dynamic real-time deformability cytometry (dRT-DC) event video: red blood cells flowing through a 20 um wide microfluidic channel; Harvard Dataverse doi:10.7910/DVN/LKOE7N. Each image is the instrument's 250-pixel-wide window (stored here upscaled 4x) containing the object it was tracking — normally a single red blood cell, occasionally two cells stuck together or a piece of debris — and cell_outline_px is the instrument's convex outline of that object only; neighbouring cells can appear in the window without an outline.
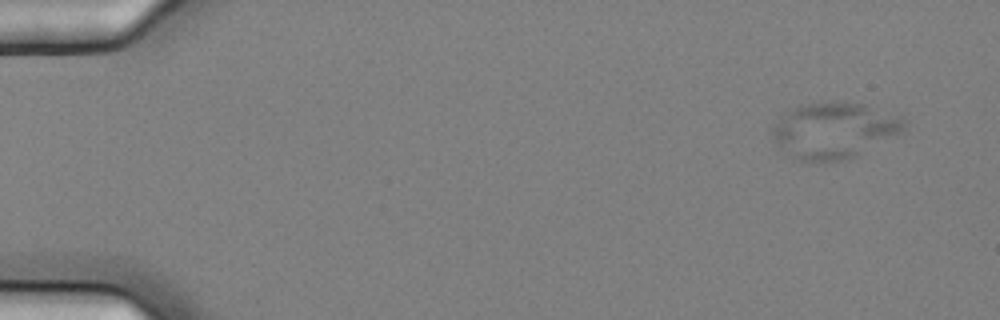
{"species": "common noctule bat (a hibernating species)", "species_latin": "Nyctalus noctula", "temperature_condition": "cold", "stored_images_in_passage": 19, "camera_frame_rate_fps": 3000, "um_per_image_px": 0.085, "animal": {"sex": "female", "body_mass_g": 25.1}, "frame": {"image": 1, "passage_image": 5, "time_ms": 1.333, "image_size_px": [1000, 320], "cell_outline_px": [[908, 120], [904, 128], [900, 132], [856, 156], [840, 160], [800, 160], [792, 156], [776, 144], [772, 140], [772, 128], [784, 112], [800, 104], [832, 100], [864, 104], [900, 116]], "centroid_in_image_um": [70.88, 11.03], "position_along_channel_um": 14.1, "area_um2": 42.71}}